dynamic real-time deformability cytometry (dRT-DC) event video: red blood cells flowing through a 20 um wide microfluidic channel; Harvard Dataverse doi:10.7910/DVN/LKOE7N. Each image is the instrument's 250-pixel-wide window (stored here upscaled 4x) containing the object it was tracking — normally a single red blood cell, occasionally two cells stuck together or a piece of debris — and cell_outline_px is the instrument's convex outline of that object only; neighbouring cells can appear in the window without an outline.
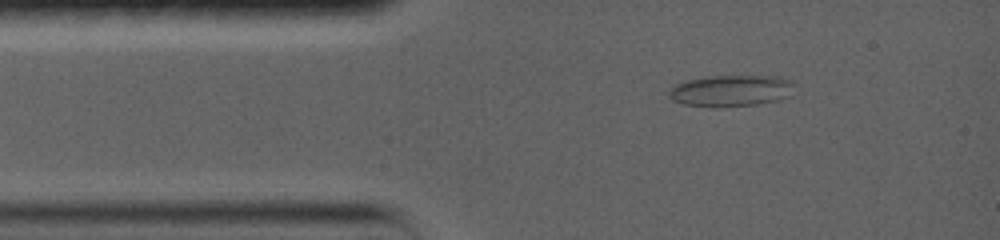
{"species": "common noctule bat (a hibernating species)", "species_latin": "Nyctalus noctula", "temperature_condition": "warm", "stored_images_in_passage": 21, "camera_frame_rate_fps": 5000, "um_per_image_px": 0.085, "animal": {"sex": "female", "body_mass_g": 19.0, "forearm_length_mm": 56.7}, "frame": {"image": 1, "passage_image": 1, "time_ms": 0.0, "image_size_px": [1000, 240], "cell_outline_px": [[780, 84], [768, 100], [748, 104], [688, 104], [676, 100], [672, 96], [672, 92], [680, 84], [692, 80], [728, 76], [736, 76], [772, 80]], "centroid_in_image_um": [61.65, 7.71], "position_along_channel_um": 23.3, "area_um2": 17.57}}
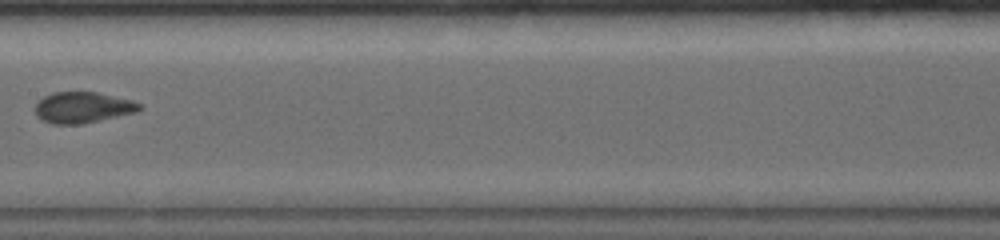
{"frame": {"image": 2, "passage_image": 8, "time_ms": 5.4, "image_size_px": [1000, 240], "cell_outline_px": [[140, 108], [132, 112], [76, 124], [60, 124], [44, 120], [36, 112], [36, 108], [40, 100], [56, 92], [92, 92], [140, 104]], "centroid_in_image_um": [6.95, 9.13], "position_along_channel_um": 200.4, "area_um2": 17.22}}
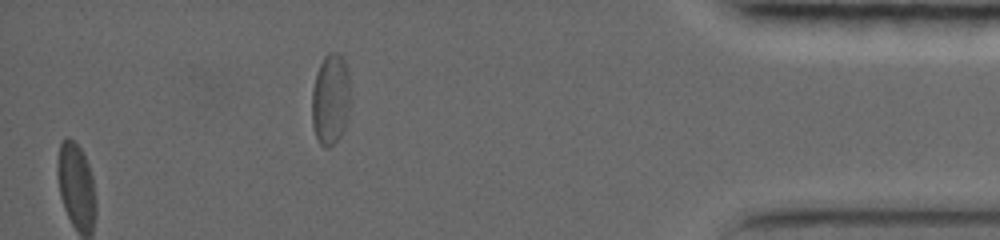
{"frame": {"image": 3, "passage_image": 17, "time_ms": 12.0, "image_size_px": [1000, 240], "cell_outline_px": [[348, 116], [344, 128], [340, 136], [328, 148], [324, 148], [320, 144], [316, 136], [312, 124], [312, 88], [316, 72], [324, 56], [328, 52], [336, 52], [344, 60], [348, 72]], "centroid_in_image_um": [28.06, 8.44], "position_along_channel_um": 407.1, "area_um2": 20.23}}